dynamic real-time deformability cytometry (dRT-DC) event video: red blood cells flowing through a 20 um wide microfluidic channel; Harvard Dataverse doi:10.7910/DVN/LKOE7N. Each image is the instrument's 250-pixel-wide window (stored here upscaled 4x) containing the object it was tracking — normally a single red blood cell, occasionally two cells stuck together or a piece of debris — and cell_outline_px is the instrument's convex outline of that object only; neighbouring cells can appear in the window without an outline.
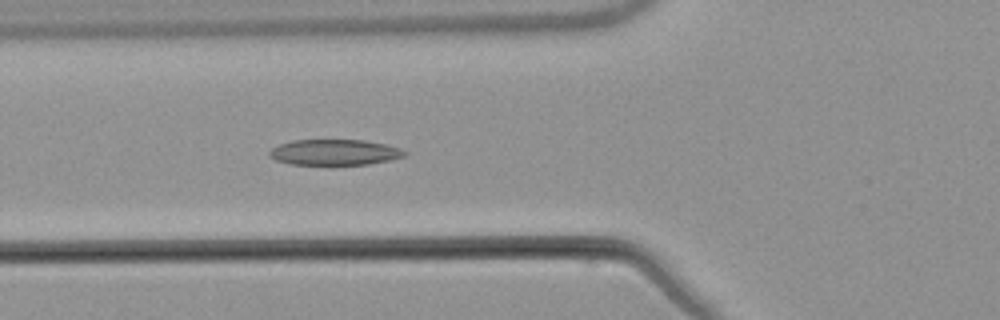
{"species": "common noctule bat (a hibernating species)", "species_latin": "Nyctalus noctula", "temperature_condition": "warm", "stored_images_in_passage": 3, "camera_frame_rate_fps": 3000, "um_per_image_px": 0.085, "animal": {"sex": "male", "body_mass_g": 21.5, "forearm_length_mm": 52.0}, "frame": {"image": 1, "passage_image": 3, "time_ms": 2.333, "image_size_px": [1000, 320], "cell_outline_px": [[408, 152], [404, 156], [388, 160], [368, 164], [292, 164], [276, 160], [268, 156], [268, 152], [272, 148], [280, 144], [292, 140], [364, 140], [388, 144], [400, 148]], "centroid_in_image_um": [28.44, 12.93], "position_along_channel_um": 97.4, "area_um2": 20.17}}